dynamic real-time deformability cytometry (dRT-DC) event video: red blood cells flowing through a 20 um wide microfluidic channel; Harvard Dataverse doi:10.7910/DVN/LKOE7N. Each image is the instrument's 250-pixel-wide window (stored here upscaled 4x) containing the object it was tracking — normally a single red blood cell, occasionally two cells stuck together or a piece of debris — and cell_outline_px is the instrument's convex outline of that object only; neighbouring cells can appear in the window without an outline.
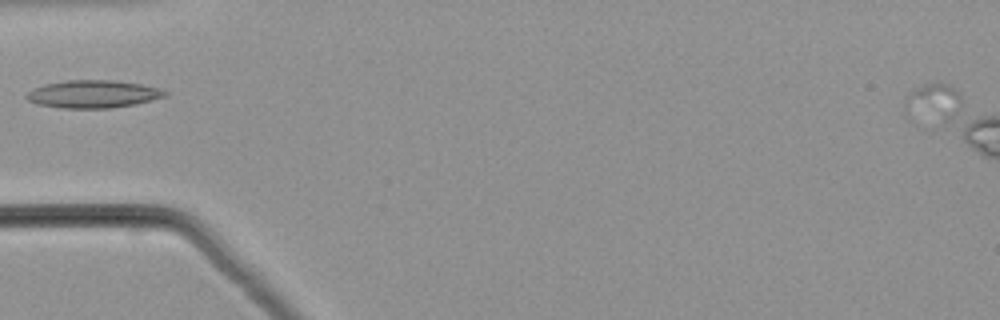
{"species": "common noctule bat (a hibernating species)", "species_latin": "Nyctalus noctula", "temperature_condition": "warm", "stored_images_in_passage": 35, "camera_frame_rate_fps": 3000, "um_per_image_px": 0.085, "animal": {"sex": "male", "body_mass_g": 21.5, "forearm_length_mm": 52.0}, "frame": {"image": 1, "passage_image": 1, "time_ms": 0.0, "image_size_px": [1000, 320], "cell_outline_px": [[168, 92], [164, 96], [152, 100], [136, 104], [112, 108], [60, 108], [40, 104], [28, 100], [24, 96], [32, 88], [44, 84], [64, 80], [112, 80], [140, 84], [160, 88]], "centroid_in_image_um": [7.89, 7.99], "position_along_channel_um": 77.1, "area_um2": 22.37}}
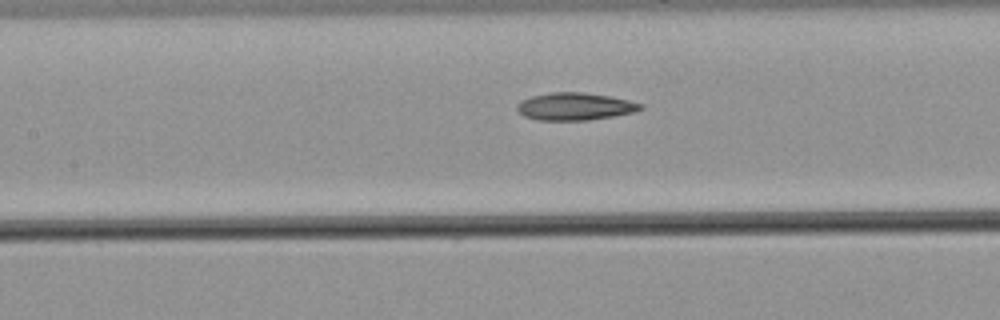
{"frame": {"image": 2, "passage_image": 7, "time_ms": 2.0, "image_size_px": [1000, 320], "cell_outline_px": [[644, 108], [632, 112], [612, 116], [588, 120], [536, 120], [524, 116], [516, 108], [516, 104], [520, 100], [532, 96], [552, 92], [584, 92], [608, 96], [628, 100], [644, 104]], "centroid_in_image_um": [48.84, 9.04], "position_along_channel_um": 158.6, "area_um2": 19.71}}
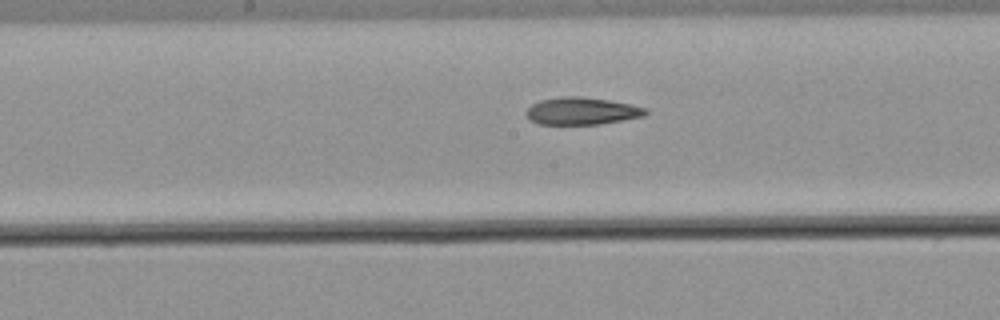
{"frame": {"image": 3, "passage_image": 10, "time_ms": 3.0, "image_size_px": [1000, 320], "cell_outline_px": [[648, 112], [644, 116], [600, 124], [540, 124], [528, 120], [524, 112], [532, 104], [540, 100], [564, 96], [580, 96], [608, 100], [648, 108]], "centroid_in_image_um": [49.42, 9.44], "position_along_channel_um": 198.8, "area_um2": 19.02}}